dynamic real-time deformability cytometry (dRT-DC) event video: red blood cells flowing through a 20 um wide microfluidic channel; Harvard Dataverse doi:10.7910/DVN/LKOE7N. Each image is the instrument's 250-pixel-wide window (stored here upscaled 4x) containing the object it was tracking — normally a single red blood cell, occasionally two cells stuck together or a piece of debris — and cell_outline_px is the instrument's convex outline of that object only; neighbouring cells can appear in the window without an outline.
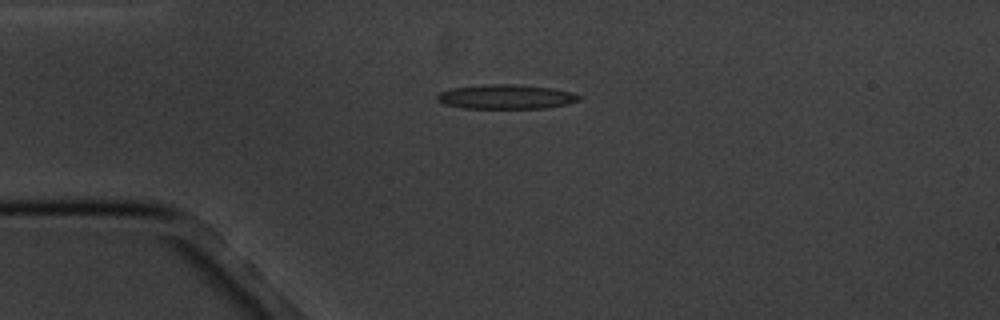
{"species": "common noctule bat (a hibernating species)", "species_latin": "Nyctalus noctula", "temperature_condition": "cold", "stored_images_in_passage": 4, "camera_frame_rate_fps": 3000, "um_per_image_px": 0.085, "animal": {"sex": "male", "body_mass_g": 20.1, "forearm_length_mm": 53.5}, "frame": {"image": 1, "passage_image": 3, "time_ms": 2.333, "image_size_px": [1000, 320], "cell_outline_px": [[580, 100], [568, 104], [544, 108], [460, 108], [444, 104], [436, 100], [436, 96], [440, 92], [452, 88], [484, 84], [516, 84], [552, 88], [572, 92], [580, 96]], "centroid_in_image_um": [42.99, 8.22], "position_along_channel_um": 42.0, "area_um2": 20.29}}